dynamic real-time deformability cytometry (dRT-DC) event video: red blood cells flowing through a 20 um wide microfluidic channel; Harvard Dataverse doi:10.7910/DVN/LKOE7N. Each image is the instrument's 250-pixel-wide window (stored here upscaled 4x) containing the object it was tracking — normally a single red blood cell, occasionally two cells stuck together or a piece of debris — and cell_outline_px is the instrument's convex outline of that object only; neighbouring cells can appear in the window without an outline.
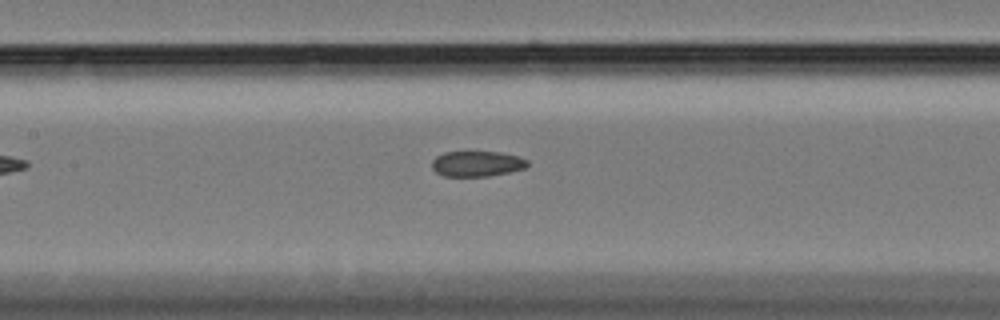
{"species": "Egyptian fruit bat (a non-hibernating species)", "species_latin": "Rousettus aegyptiacus", "temperature_condition": "cold", "stored_images_in_passage": 41, "camera_frame_rate_fps": 3000, "um_per_image_px": 0.085, "animal": {"sex": "female"}, "frame": {"image": 1, "passage_image": 10, "time_ms": 3.0, "image_size_px": [1000, 320], "cell_outline_px": [[528, 164], [524, 168], [508, 172], [488, 176], [444, 176], [436, 172], [432, 168], [432, 160], [436, 156], [444, 152], [500, 152], [520, 156], [528, 160]], "centroid_in_image_um": [40.53, 13.91], "position_along_channel_um": 166.9, "area_um2": 14.16}}
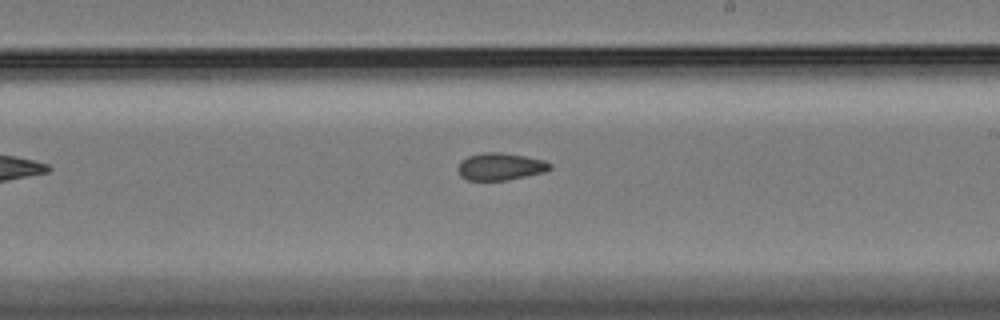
{"frame": {"image": 2, "passage_image": 17, "time_ms": 5.333, "image_size_px": [1000, 320], "cell_outline_px": [[552, 168], [544, 172], [508, 180], [468, 180], [460, 176], [456, 168], [460, 160], [468, 156], [484, 152], [500, 152], [524, 156], [544, 160], [552, 164]], "centroid_in_image_um": [42.5, 14.15], "position_along_channel_um": 246.5, "area_um2": 14.74}}
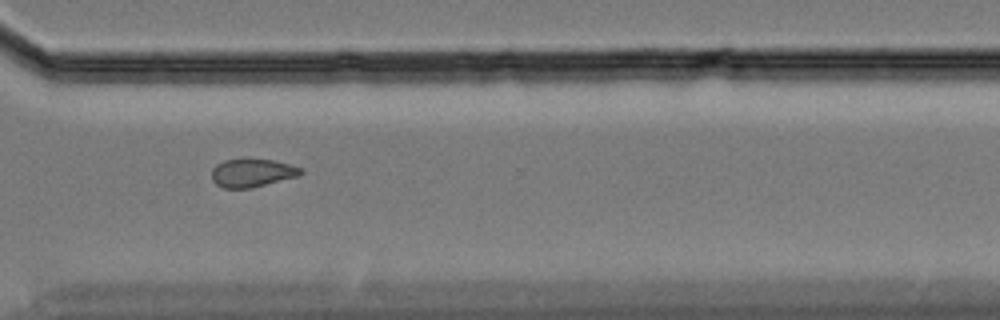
{"frame": {"image": 3, "passage_image": 26, "time_ms": 8.333, "image_size_px": [1000, 320], "cell_outline_px": [[304, 172], [300, 176], [252, 188], [224, 188], [216, 184], [212, 180], [212, 168], [216, 164], [224, 160], [244, 156], [272, 160], [292, 164], [304, 168]], "centroid_in_image_um": [21.46, 14.65], "position_along_channel_um": 349.1, "area_um2": 15.43}, "authors_computed_cell_mechanics": {"area_um2": 14.7968, "velocity_mm_per_s": 3.4299, "shape_relaxation_time_tau1_ms": null, "shape_relaxation_time_tau2_ms": 4.0461, "deformation_change_tau1": null, "deformation_change_tau2": 0.096}}